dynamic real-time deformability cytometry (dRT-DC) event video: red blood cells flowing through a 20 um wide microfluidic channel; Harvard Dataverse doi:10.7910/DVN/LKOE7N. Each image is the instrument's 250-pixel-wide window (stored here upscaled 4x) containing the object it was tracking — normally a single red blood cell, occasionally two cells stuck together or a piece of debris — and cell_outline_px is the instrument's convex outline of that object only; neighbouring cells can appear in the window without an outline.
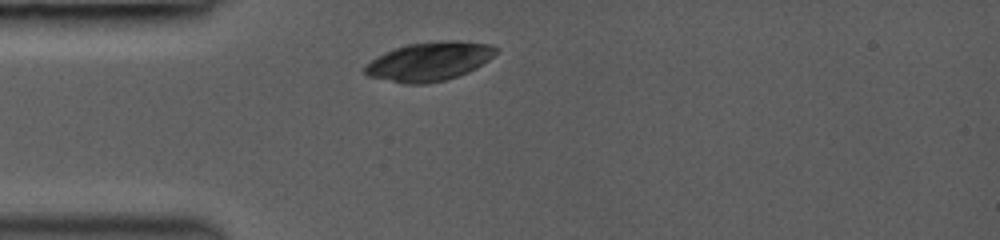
{"species": "common noctule bat (a hibernating species)", "species_latin": "Nyctalus noctula", "temperature_condition": "room temperature", "stored_images_in_passage": 1, "camera_frame_rate_fps": 3000, "um_per_image_px": 0.085, "animal": {"sex": "female", "body_mass_g": 19.0, "forearm_length_mm": 53.3}, "frame": {"image": 1, "passage_image": 1, "time_ms": 0.0, "image_size_px": [1000, 240], "cell_outline_px": [[500, 52], [476, 68], [468, 72], [444, 80], [424, 84], [404, 84], [368, 76], [364, 72], [364, 68], [372, 60], [384, 52], [408, 44], [448, 40], [492, 44], [500, 48]], "centroid_in_image_um": [36.54, 5.22], "position_along_channel_um": 48.5, "area_um2": 29.54}}